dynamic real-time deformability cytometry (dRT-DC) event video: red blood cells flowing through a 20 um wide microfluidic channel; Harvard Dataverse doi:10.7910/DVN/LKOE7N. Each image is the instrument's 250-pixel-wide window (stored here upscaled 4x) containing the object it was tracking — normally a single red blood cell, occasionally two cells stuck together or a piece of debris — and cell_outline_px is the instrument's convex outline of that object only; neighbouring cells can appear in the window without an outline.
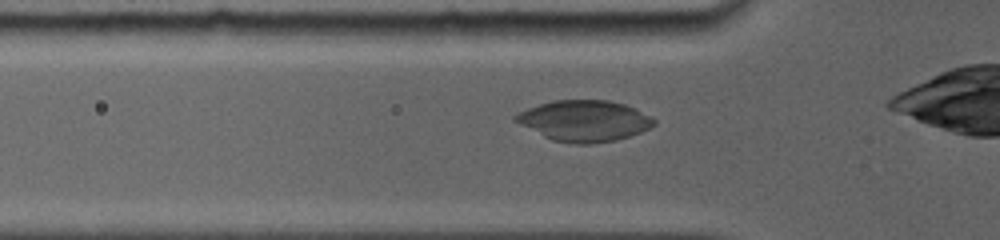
{"species": "common noctule bat (a hibernating species)", "species_latin": "Nyctalus noctula", "temperature_condition": "room temperature", "stored_images_in_passage": 49, "camera_frame_rate_fps": 5000, "um_per_image_px": 0.085, "animal": {"sex": "female", "body_mass_g": 19.0, "forearm_length_mm": 56.7}, "frame": {"image": 1, "passage_image": 3, "time_ms": 1.0, "image_size_px": [1000, 240], "cell_outline_px": [[656, 124], [640, 132], [616, 140], [592, 144], [576, 144], [552, 140], [512, 120], [512, 116], [528, 108], [552, 100], [608, 100], [624, 104], [636, 108], [656, 120]], "centroid_in_image_um": [49.66, 10.26], "position_along_channel_um": 76.1, "area_um2": 32.95}}
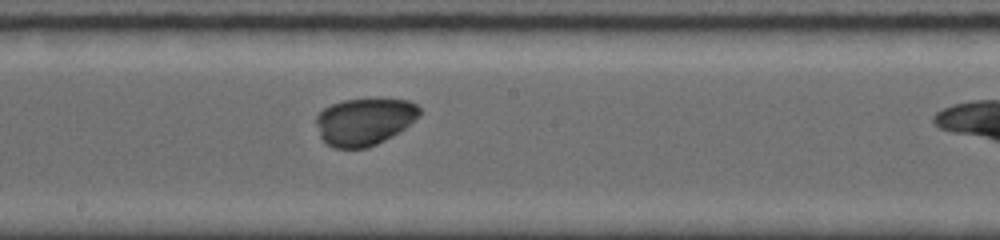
{"frame": {"image": 2, "passage_image": 21, "time_ms": 4.6, "image_size_px": [1000, 240], "cell_outline_px": [[420, 116], [404, 128], [392, 136], [368, 148], [332, 148], [320, 136], [316, 124], [316, 116], [324, 108], [332, 104], [344, 100], [376, 96], [380, 96], [408, 100], [416, 104], [420, 108]], "centroid_in_image_um": [31.0, 10.28], "position_along_channel_um": 217.2, "area_um2": 29.07}}
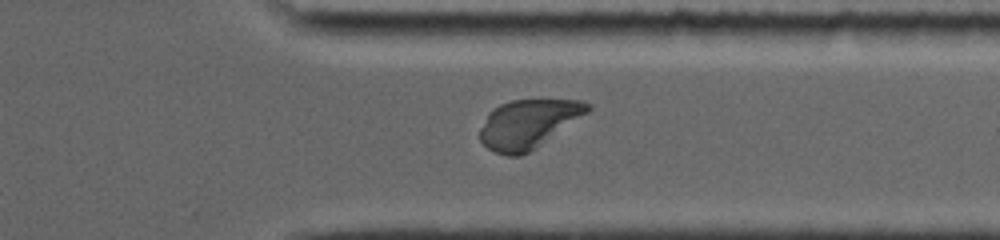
{"frame": {"image": 3, "passage_image": 42, "time_ms": 8.4, "image_size_px": [1000, 240], "cell_outline_px": [[592, 108], [588, 112], [528, 152], [520, 156], [508, 156], [496, 152], [488, 148], [480, 140], [480, 128], [488, 112], [500, 104], [512, 100], [580, 100], [592, 104]], "centroid_in_image_um": [44.88, 10.51], "position_along_channel_um": 366.5, "area_um2": 30.06}, "authors_computed_cell_mechanics": {"area_um2": 29.5936, "velocity_mm_per_s": 3.9189, "shape_relaxation_time_tau1_ms": 4.7014, "shape_relaxation_time_tau2_ms": 2.6992, "deformation_change_tau1": 0.1899, "deformation_change_tau2": 0.0646}}